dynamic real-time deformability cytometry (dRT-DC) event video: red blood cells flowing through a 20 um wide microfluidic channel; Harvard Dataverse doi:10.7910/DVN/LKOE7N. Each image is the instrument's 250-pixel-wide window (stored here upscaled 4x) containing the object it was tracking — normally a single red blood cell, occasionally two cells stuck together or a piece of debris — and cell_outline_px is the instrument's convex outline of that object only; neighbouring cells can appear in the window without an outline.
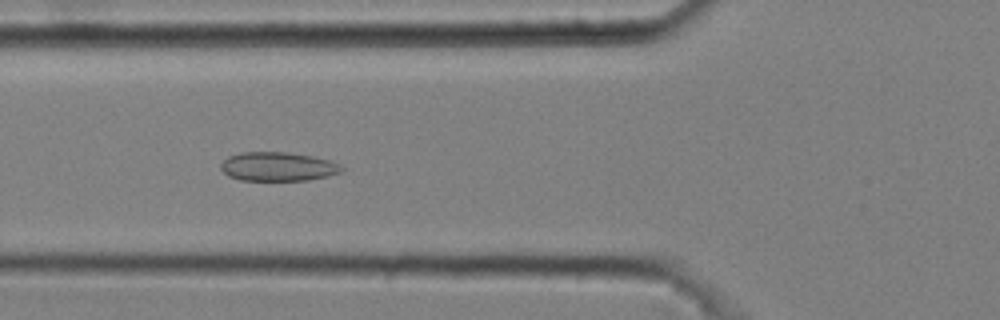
{"species": "common noctule bat (a hibernating species)", "species_latin": "Nyctalus noctula", "temperature_condition": "cold", "stored_images_in_passage": 14, "camera_frame_rate_fps": 3000, "um_per_image_px": 0.085, "animal": {"sex": "male", "body_mass_g": 20.4}, "frame": {"image": 1, "passage_image": 5, "time_ms": 1.333, "image_size_px": [1000, 320], "cell_outline_px": [[344, 168], [340, 172], [328, 176], [308, 180], [240, 180], [228, 176], [220, 168], [220, 164], [228, 156], [240, 152], [288, 152], [312, 156], [328, 160], [340, 164]], "centroid_in_image_um": [23.6, 14.15], "position_along_channel_um": 102.2, "area_um2": 20.4}}
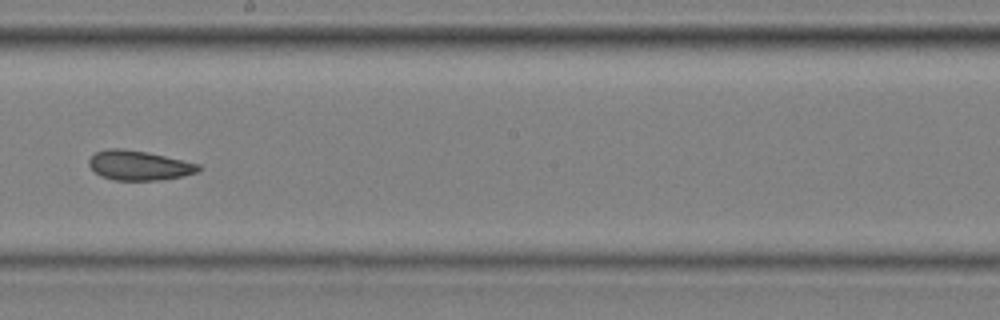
{"frame": {"image": 2, "passage_image": 8, "time_ms": 2.333, "image_size_px": [1000, 320], "cell_outline_px": [[200, 168], [196, 172], [184, 176], [160, 180], [116, 180], [100, 176], [88, 164], [88, 160], [96, 152], [108, 148], [124, 148], [148, 152], [200, 164]], "centroid_in_image_um": [11.81, 14.05], "position_along_channel_um": 236.4, "area_um2": 18.9}}
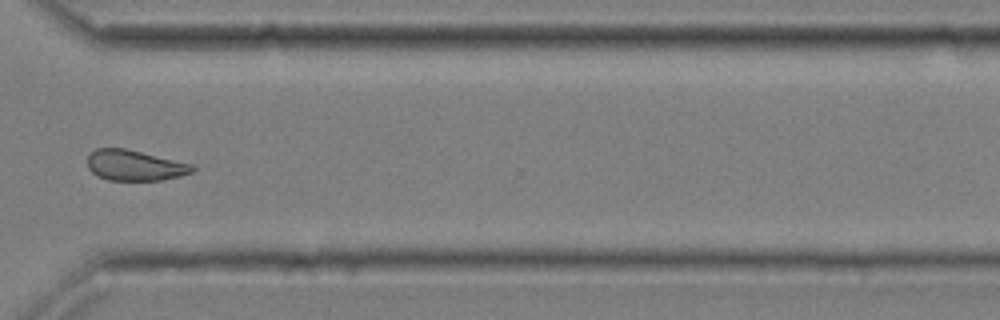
{"frame": {"image": 3, "passage_image": 11, "time_ms": 3.333, "image_size_px": [1000, 320], "cell_outline_px": [[196, 168], [192, 172], [180, 176], [160, 180], [108, 180], [96, 176], [88, 168], [88, 156], [96, 148], [124, 148], [192, 164]], "centroid_in_image_um": [11.43, 14.06], "position_along_channel_um": 359.2, "area_um2": 18.55}}